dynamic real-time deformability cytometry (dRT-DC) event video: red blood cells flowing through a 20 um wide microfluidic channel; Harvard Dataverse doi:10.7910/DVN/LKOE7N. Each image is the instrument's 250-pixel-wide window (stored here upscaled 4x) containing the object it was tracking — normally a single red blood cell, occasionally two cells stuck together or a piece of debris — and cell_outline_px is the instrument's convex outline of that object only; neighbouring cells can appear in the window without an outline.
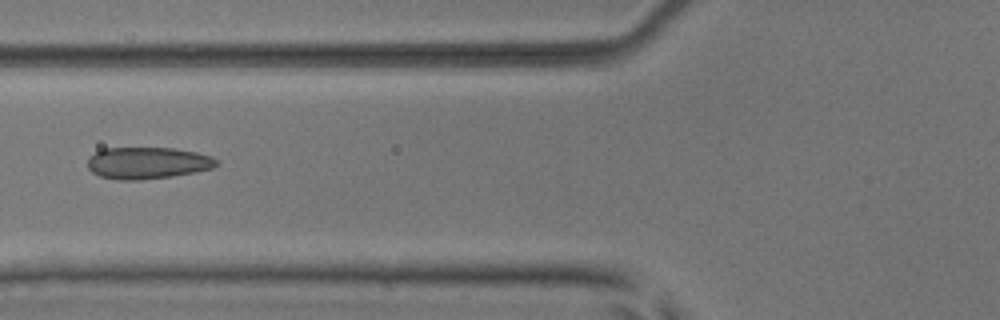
{"species": "common noctule bat (a hibernating species)", "species_latin": "Nyctalus noctula", "temperature_condition": "room temperature", "stored_images_in_passage": 5, "camera_frame_rate_fps": 3000, "um_per_image_px": 0.085, "animal": {"sex": "male", "body_mass_g": 17.9, "forearm_length_mm": 54.2}, "frame": {"image": 1, "passage_image": 3, "time_ms": 0.667, "image_size_px": [1000, 320], "cell_outline_px": [[216, 164], [212, 168], [196, 172], [172, 176], [140, 180], [116, 180], [100, 176], [92, 172], [88, 168], [88, 156], [104, 148], [172, 148], [196, 152], [212, 156], [216, 160]], "centroid_in_image_um": [12.51, 13.85], "position_along_channel_um": 113.3, "area_um2": 23.87}}
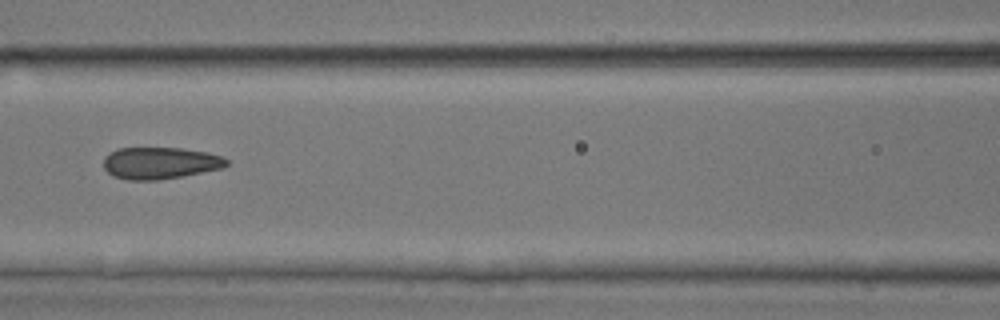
{"frame": {"image": 2, "passage_image": 4, "time_ms": 1.0, "image_size_px": [1000, 320], "cell_outline_px": [[228, 164], [220, 168], [180, 176], [156, 180], [128, 180], [112, 176], [104, 168], [104, 156], [120, 148], [180, 148], [208, 152], [224, 156], [228, 160]], "centroid_in_image_um": [13.6, 13.85], "position_along_channel_um": 153.0, "area_um2": 22.66}}
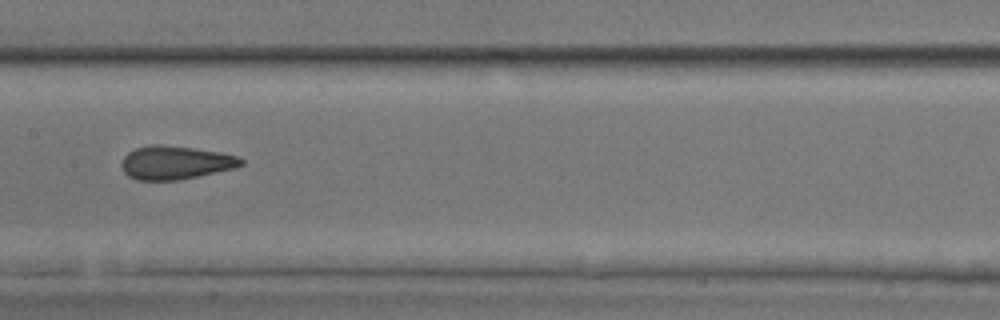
{"frame": {"image": 3, "passage_image": 5, "time_ms": 1.333, "image_size_px": [1000, 320], "cell_outline_px": [[244, 164], [236, 168], [180, 180], [136, 180], [128, 176], [124, 172], [120, 164], [124, 156], [128, 152], [136, 148], [152, 144], [160, 144], [192, 148], [220, 152], [240, 156], [244, 160]], "centroid_in_image_um": [14.93, 13.82], "position_along_channel_um": 192.5, "area_um2": 23.52}}